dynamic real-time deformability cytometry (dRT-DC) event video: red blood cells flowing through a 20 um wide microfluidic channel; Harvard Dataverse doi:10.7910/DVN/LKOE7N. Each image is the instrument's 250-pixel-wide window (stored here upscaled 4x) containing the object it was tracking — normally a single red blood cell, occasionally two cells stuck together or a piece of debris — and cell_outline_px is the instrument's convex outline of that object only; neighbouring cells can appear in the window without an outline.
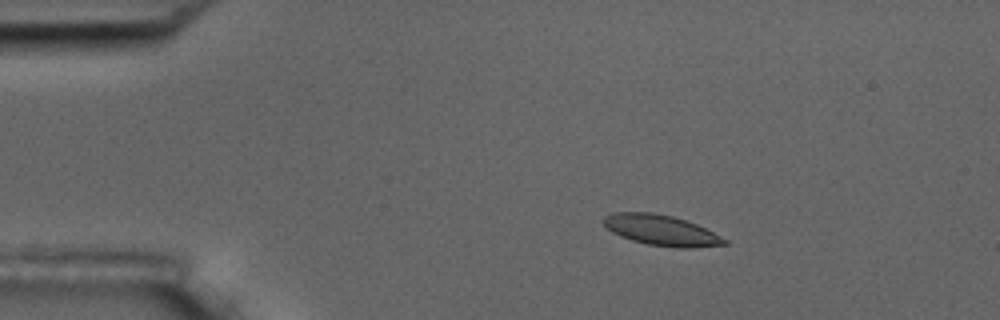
{"species": "common noctule bat (a hibernating species)", "species_latin": "Nyctalus noctula", "temperature_condition": "room temperature", "stored_images_in_passage": 3, "camera_frame_rate_fps": 3000, "um_per_image_px": 0.085, "animal": {"sex": "male", "body_mass_g": 17.5, "forearm_length_mm": 52.3}, "frame": {"image": 1, "passage_image": 1, "time_ms": 0.0, "image_size_px": [1000, 320], "cell_outline_px": [[728, 244], [692, 248], [680, 248], [648, 244], [632, 240], [620, 236], [612, 232], [600, 220], [604, 216], [612, 212], [652, 212], [672, 216], [696, 224], [728, 240]], "centroid_in_image_um": [56.17, 19.56], "position_along_channel_um": 28.8, "area_um2": 21.44}}